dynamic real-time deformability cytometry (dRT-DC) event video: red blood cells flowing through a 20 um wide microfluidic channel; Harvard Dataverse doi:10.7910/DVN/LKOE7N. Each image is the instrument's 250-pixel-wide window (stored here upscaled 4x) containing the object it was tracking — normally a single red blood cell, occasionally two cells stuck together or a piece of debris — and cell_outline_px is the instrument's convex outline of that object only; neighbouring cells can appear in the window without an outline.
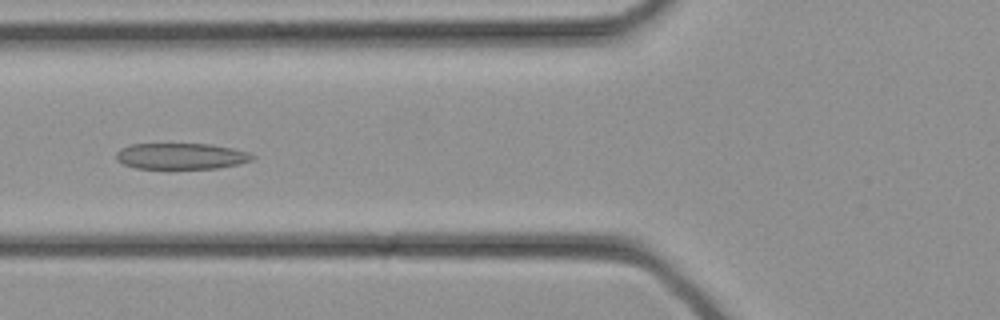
{"species": "common noctule bat (a hibernating species)", "species_latin": "Nyctalus noctula", "temperature_condition": "cold", "stored_images_in_passage": 35, "camera_frame_rate_fps": 3000, "um_per_image_px": 0.085, "animal": {"sex": "female", "body_mass_g": 21.9}, "frame": {"image": 1, "passage_image": 13, "time_ms": 4.0, "image_size_px": [1000, 320], "cell_outline_px": [[256, 156], [252, 160], [240, 164], [216, 168], [136, 168], [124, 164], [116, 160], [116, 152], [120, 148], [132, 144], [212, 144], [232, 148], [248, 152]], "centroid_in_image_um": [15.4, 13.27], "position_along_channel_um": 110.4, "area_um2": 20.69}}
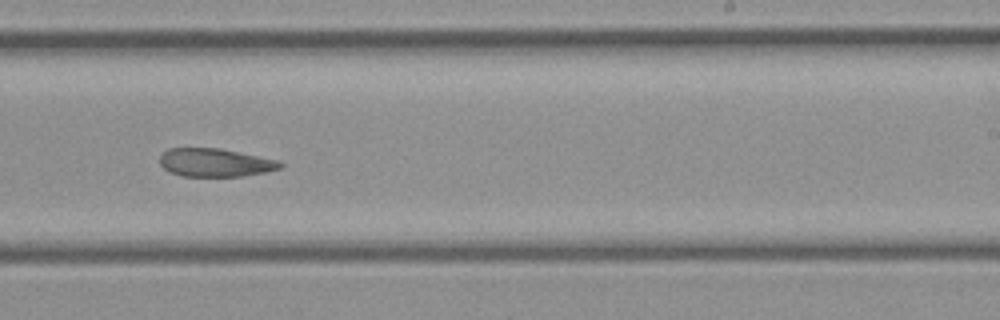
{"frame": {"image": 2, "passage_image": 21, "time_ms": 6.667, "image_size_px": [1000, 320], "cell_outline_px": [[284, 164], [280, 168], [264, 172], [244, 176], [184, 176], [168, 172], [160, 164], [160, 152], [168, 148], [220, 148], [280, 160]], "centroid_in_image_um": [18.27, 13.81], "position_along_channel_um": 270.7, "area_um2": 20.0}}
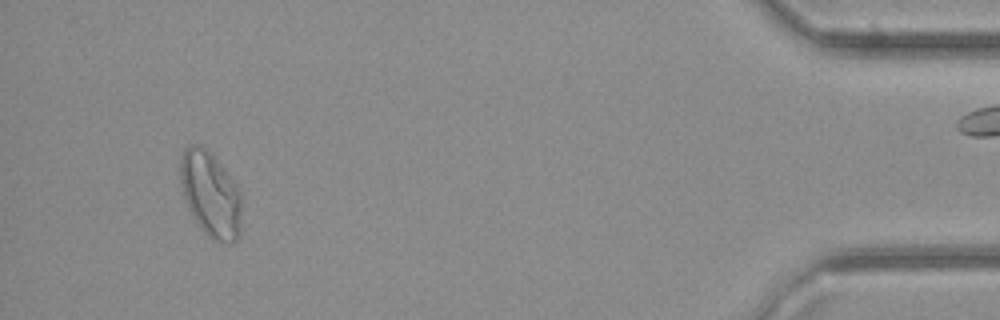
{"frame": {"image": 3, "passage_image": 32, "time_ms": 10.333, "image_size_px": [1000, 320], "cell_outline_px": [[244, 204], [240, 236], [232, 244], [228, 244], [212, 240], [200, 228], [192, 216], [188, 208], [180, 184], [180, 156], [184, 148], [188, 144], [200, 144], [212, 152], [228, 172], [236, 184], [240, 192]], "centroid_in_image_um": [17.93, 16.52], "position_along_channel_um": 417.3, "area_um2": 31.73}}